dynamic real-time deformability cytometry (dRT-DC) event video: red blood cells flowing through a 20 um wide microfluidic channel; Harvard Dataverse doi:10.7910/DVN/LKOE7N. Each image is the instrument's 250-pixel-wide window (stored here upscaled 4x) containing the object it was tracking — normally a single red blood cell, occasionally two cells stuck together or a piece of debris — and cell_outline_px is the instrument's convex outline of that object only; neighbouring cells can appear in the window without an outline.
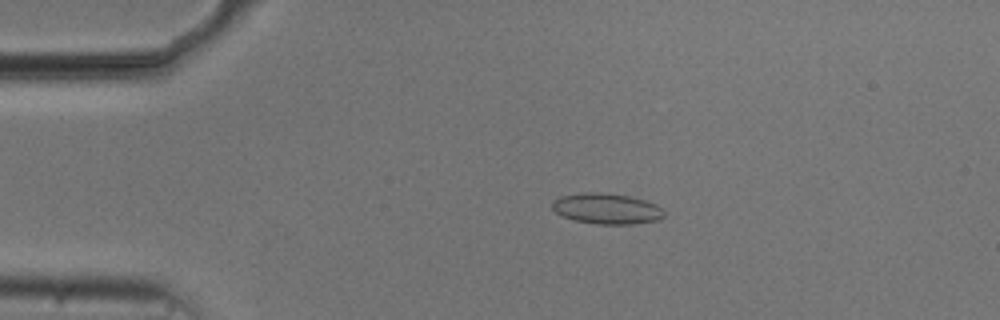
{"species": "common noctule bat (a hibernating species)", "species_latin": "Nyctalus noctula", "temperature_condition": "cold", "stored_images_in_passage": 38, "camera_frame_rate_fps": 3000, "um_per_image_px": 0.085, "animal": {"sex": "male", "body_mass_g": 20.5, "forearm_length_mm": 52.5}, "frame": {"image": 1, "passage_image": 5, "time_ms": 1.333, "image_size_px": [1000, 320], "cell_outline_px": [[664, 216], [656, 220], [632, 224], [596, 224], [576, 220], [560, 216], [552, 208], [552, 200], [560, 196], [584, 192], [600, 192], [628, 196], [644, 200], [656, 204], [664, 212]], "centroid_in_image_um": [51.52, 17.73], "position_along_channel_um": 33.5, "area_um2": 19.94}}
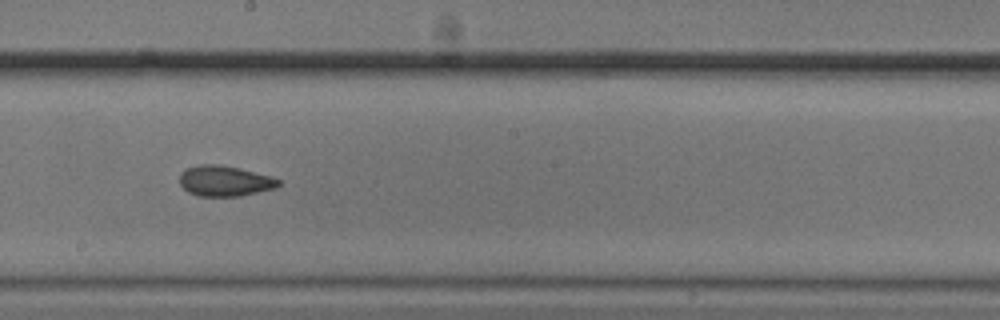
{"frame": {"image": 2, "passage_image": 24, "time_ms": 7.667, "image_size_px": [1000, 320], "cell_outline_px": [[280, 184], [276, 188], [240, 196], [200, 196], [188, 192], [180, 184], [180, 172], [184, 168], [200, 164], [220, 164], [240, 168], [272, 176], [280, 180]], "centroid_in_image_um": [19.1, 15.37], "position_along_channel_um": 229.1, "area_um2": 17.8}}
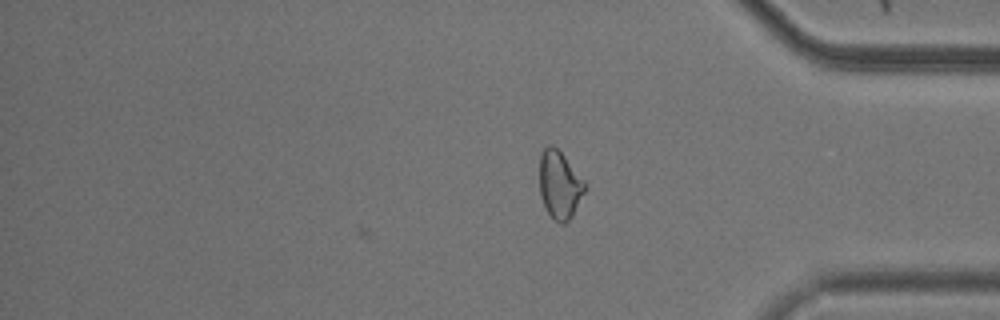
{"frame": {"image": 3, "passage_image": 38, "time_ms": 12.333, "image_size_px": [1000, 320], "cell_outline_px": [[588, 188], [572, 216], [564, 224], [560, 224], [548, 212], [540, 196], [540, 152], [548, 144], [552, 144], [564, 156], [588, 184]], "centroid_in_image_um": [47.6, 15.7], "position_along_channel_um": 387.6, "area_um2": 18.03}, "authors_computed_cell_mechanics": {"area_um2": 17.6868, "velocity_mm_per_s": 3.7478, "shape_relaxation_time_tau1_ms": null, "shape_relaxation_time_tau2_ms": 1.8777, "deformation_change_tau1": null, "deformation_change_tau2": 0.0626}}